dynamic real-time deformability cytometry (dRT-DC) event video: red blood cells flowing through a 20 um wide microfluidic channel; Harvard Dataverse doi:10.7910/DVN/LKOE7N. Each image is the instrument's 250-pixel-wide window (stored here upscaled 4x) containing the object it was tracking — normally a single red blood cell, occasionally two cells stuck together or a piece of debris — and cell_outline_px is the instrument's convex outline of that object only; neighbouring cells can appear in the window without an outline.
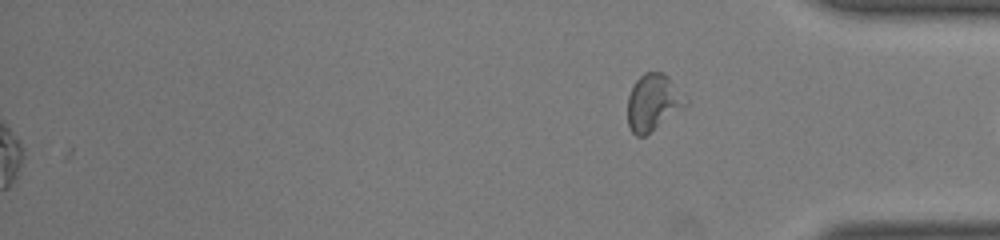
{"species": "common noctule bat (a hibernating species)", "species_latin": "Nyctalus noctula", "temperature_condition": "room temperature", "stored_images_in_passage": 41, "camera_frame_rate_fps": 3000, "um_per_image_px": 0.085, "animal": {"sex": "male", "body_mass_g": 19.0, "forearm_length_mm": 50.8}, "frame": {"image": 1, "passage_image": 41, "time_ms": 13.333, "image_size_px": [1000, 240], "cell_outline_px": [[688, 104], [644, 136], [636, 136], [632, 132], [628, 124], [628, 96], [636, 80], [644, 72], [664, 72], [688, 96]], "centroid_in_image_um": [55.54, 8.67], "position_along_channel_um": 379.7, "area_um2": 19.13}}